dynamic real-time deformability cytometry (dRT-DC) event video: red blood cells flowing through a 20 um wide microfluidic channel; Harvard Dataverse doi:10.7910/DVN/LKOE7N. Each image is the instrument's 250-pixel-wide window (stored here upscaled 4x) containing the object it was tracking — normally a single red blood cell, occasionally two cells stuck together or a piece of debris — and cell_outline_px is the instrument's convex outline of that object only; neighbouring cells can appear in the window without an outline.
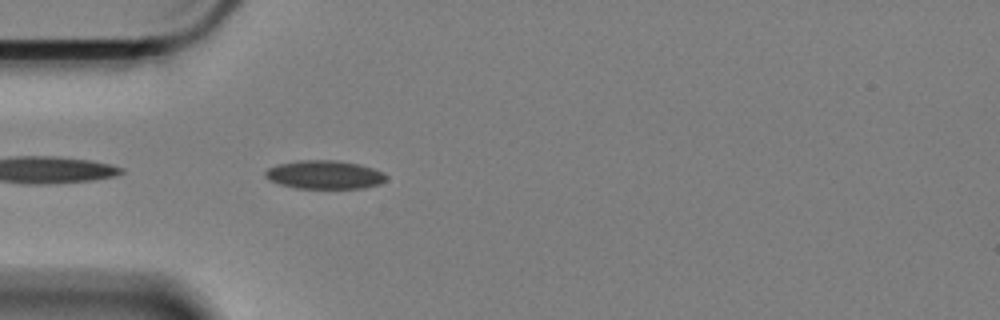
{"species": "Egyptian fruit bat (a non-hibernating species)", "species_latin": "Rousettus aegyptiacus", "temperature_condition": "cold", "stored_images_in_passage": 44, "camera_frame_rate_fps": 3000, "um_per_image_px": 0.085, "animal": {"sex": "female"}, "frame": {"image": 1, "passage_image": 2, "time_ms": 0.333, "image_size_px": [1000, 320], "cell_outline_px": [[388, 176], [380, 184], [364, 188], [296, 188], [280, 184], [268, 180], [264, 176], [264, 172], [268, 168], [276, 164], [300, 160], [336, 160], [360, 164], [384, 172]], "centroid_in_image_um": [27.57, 14.84], "position_along_channel_um": 57.4, "area_um2": 20.23}}
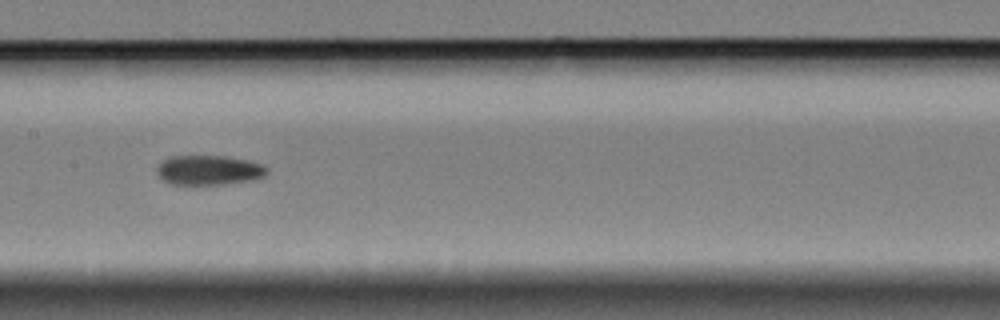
{"frame": {"image": 2, "passage_image": 14, "time_ms": 4.333, "image_size_px": [1000, 320], "cell_outline_px": [[268, 172], [264, 176], [252, 180], [224, 184], [168, 184], [156, 172], [156, 168], [164, 160], [172, 156], [224, 156], [248, 160], [260, 164], [268, 168]], "centroid_in_image_um": [17.76, 14.46], "position_along_channel_um": 189.6, "area_um2": 18.9}}
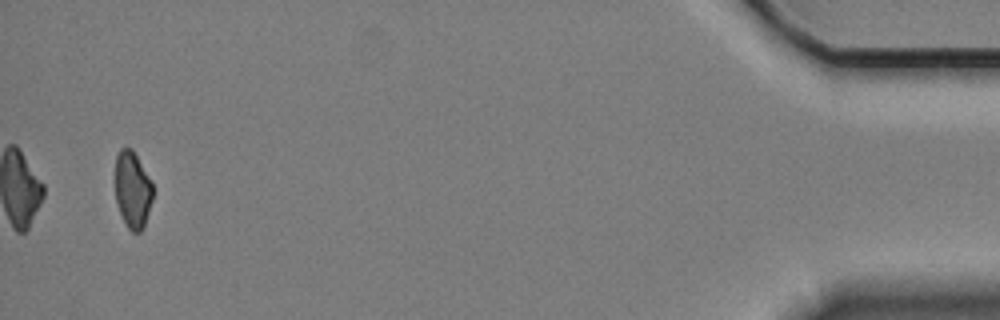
{"frame": {"image": 3, "passage_image": 42, "time_ms": 13.667, "image_size_px": [1000, 320], "cell_outline_px": [[152, 200], [144, 228], [140, 232], [132, 232], [128, 228], [120, 212], [116, 200], [112, 180], [116, 156], [120, 148], [132, 148], [152, 180]], "centroid_in_image_um": [11.23, 16.09], "position_along_channel_um": 424.0, "area_um2": 17.46}}